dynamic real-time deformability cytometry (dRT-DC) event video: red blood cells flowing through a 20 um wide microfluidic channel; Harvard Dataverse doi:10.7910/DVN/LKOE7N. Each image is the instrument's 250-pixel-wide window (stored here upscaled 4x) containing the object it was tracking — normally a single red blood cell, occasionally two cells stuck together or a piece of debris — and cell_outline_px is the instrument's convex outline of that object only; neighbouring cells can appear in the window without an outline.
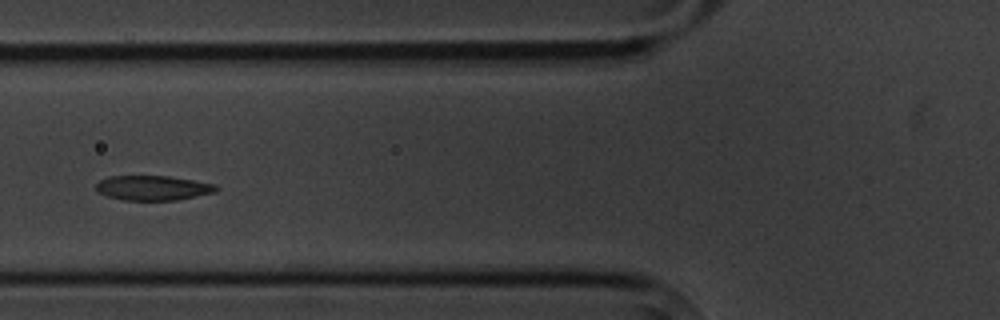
{"species": "common noctule bat (a hibernating species)", "species_latin": "Nyctalus noctula", "temperature_condition": "cold", "stored_images_in_passage": 7, "camera_frame_rate_fps": 3000, "um_per_image_px": 0.085, "animal": {"sex": "male", "body_mass_g": 20.1, "forearm_length_mm": 53.5}, "frame": {"image": 1, "passage_image": 6, "time_ms": 5.667, "image_size_px": [1000, 320], "cell_outline_px": [[220, 188], [216, 192], [176, 200], [124, 200], [108, 196], [96, 192], [96, 184], [100, 180], [108, 176], [168, 176], [216, 184]], "centroid_in_image_um": [13.0, 15.97], "position_along_channel_um": 112.8, "area_um2": 17.34}}
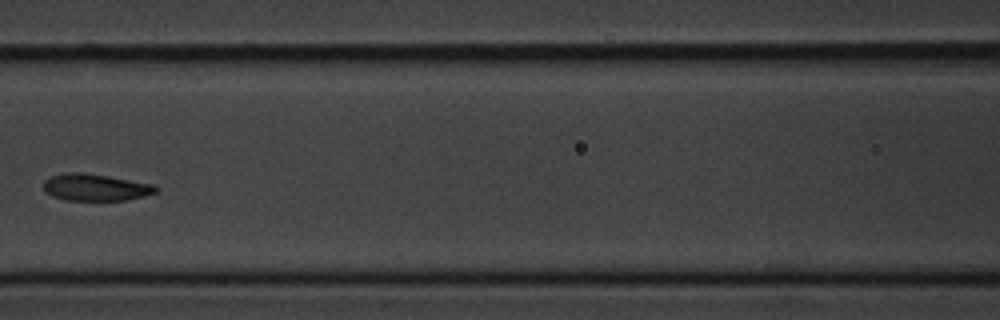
{"frame": {"image": 2, "passage_image": 7, "time_ms": 7.0, "image_size_px": [1000, 320], "cell_outline_px": [[160, 188], [156, 192], [144, 196], [124, 200], [64, 200], [52, 196], [44, 192], [44, 180], [52, 176], [64, 172], [80, 172], [108, 176], [152, 184]], "centroid_in_image_um": [8.08, 15.92], "position_along_channel_um": 158.5, "area_um2": 17.57}}